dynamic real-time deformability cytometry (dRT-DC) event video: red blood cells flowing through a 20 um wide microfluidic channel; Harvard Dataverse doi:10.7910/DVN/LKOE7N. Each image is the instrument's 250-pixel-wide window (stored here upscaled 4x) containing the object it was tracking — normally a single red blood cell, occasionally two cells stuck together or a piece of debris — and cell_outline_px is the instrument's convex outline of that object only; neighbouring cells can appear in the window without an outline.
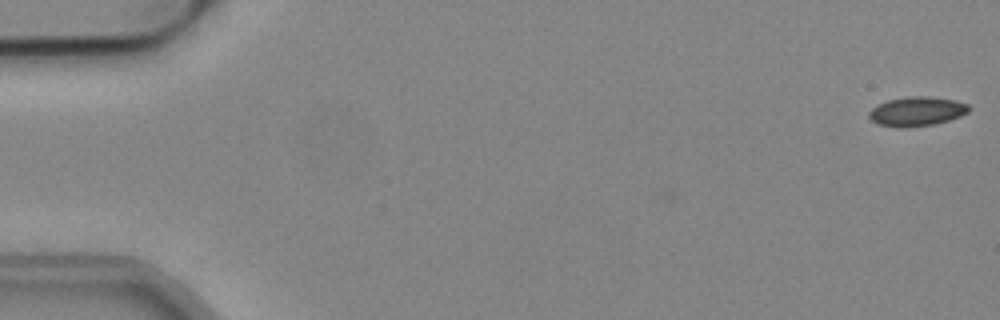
{"species": "common noctule bat (a hibernating species)", "species_latin": "Nyctalus noctula", "temperature_condition": "cold", "stored_images_in_passage": 36, "camera_frame_rate_fps": 3000, "um_per_image_px": 0.085, "animal": {"sex": "male", "body_mass_g": 19.2, "forearm_length_mm": 51.8}, "frame": {"image": 1, "passage_image": 1, "time_ms": 0.0, "image_size_px": [1000, 320], "cell_outline_px": [[968, 112], [960, 116], [936, 124], [908, 128], [900, 128], [876, 124], [868, 116], [868, 112], [872, 108], [888, 100], [912, 96], [924, 96], [956, 100], [968, 104]], "centroid_in_image_um": [77.91, 9.49], "position_along_channel_um": 7.1, "area_um2": 17.05}}
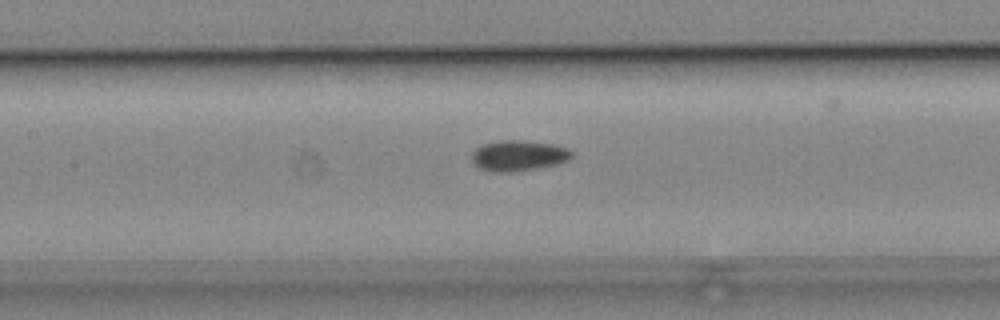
{"frame": {"image": 2, "passage_image": 25, "time_ms": 8.0, "image_size_px": [1000, 320], "cell_outline_px": [[576, 152], [568, 160], [556, 164], [536, 168], [508, 172], [496, 172], [480, 168], [472, 160], [472, 152], [480, 144], [500, 140], [520, 140], [556, 144], [568, 148]], "centroid_in_image_um": [44.1, 13.2], "position_along_channel_um": 163.3, "area_um2": 17.92}}
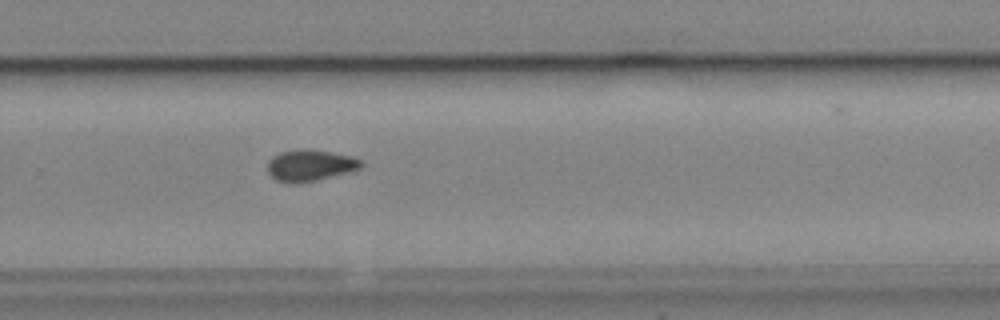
{"frame": {"image": 3, "passage_image": 36, "time_ms": 11.667, "image_size_px": [1000, 320], "cell_outline_px": [[364, 164], [360, 168], [352, 172], [316, 180], [296, 184], [292, 184], [276, 180], [268, 172], [268, 160], [272, 156], [280, 152], [300, 148], [304, 148], [332, 152], [352, 156], [360, 160]], "centroid_in_image_um": [26.36, 14.05], "position_along_channel_um": 303.4, "area_um2": 17.4}}